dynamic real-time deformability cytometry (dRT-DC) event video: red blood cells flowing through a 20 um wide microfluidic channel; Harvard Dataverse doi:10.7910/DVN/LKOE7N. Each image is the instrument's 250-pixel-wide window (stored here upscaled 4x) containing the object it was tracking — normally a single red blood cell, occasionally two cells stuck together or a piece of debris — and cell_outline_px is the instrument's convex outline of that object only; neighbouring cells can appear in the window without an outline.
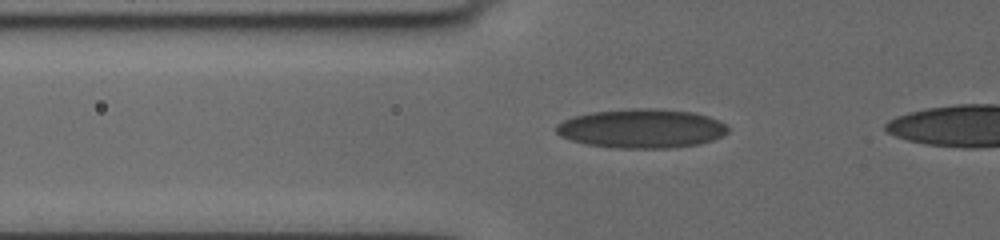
{"species": "human", "species_latin": "Homo sapiens", "temperature_condition": "cold", "stored_images_in_passage": 15, "camera_frame_rate_fps": 3000, "um_per_image_px": 0.085, "donor": {"sex": "female"}, "frame": {"image": 1, "passage_image": 13, "time_ms": 4.0, "image_size_px": [1000, 240], "cell_outline_px": [[728, 132], [712, 140], [696, 144], [668, 148], [616, 148], [588, 144], [572, 140], [560, 136], [556, 132], [556, 124], [572, 116], [592, 112], [632, 108], [660, 108], [692, 112], [708, 116], [724, 124], [728, 128]], "centroid_in_image_um": [54.5, 10.91], "position_along_channel_um": 71.3, "area_um2": 38.96}}